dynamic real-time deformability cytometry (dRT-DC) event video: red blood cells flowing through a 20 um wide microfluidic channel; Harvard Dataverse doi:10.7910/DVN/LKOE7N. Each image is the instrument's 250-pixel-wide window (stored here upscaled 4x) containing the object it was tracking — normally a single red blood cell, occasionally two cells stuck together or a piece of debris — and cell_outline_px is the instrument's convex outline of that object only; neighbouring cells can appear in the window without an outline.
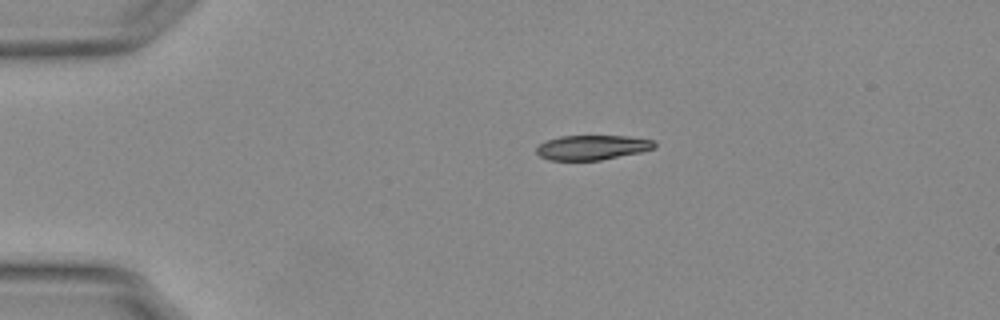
{"species": "Egyptian fruit bat (a non-hibernating species)", "species_latin": "Rousettus aegyptiacus", "temperature_condition": "warm", "stored_images_in_passage": 44, "camera_frame_rate_fps": 3000, "um_per_image_px": 0.085, "animal": {"sex": "female"}, "frame": {"image": 1, "passage_image": 1, "time_ms": 0.0, "image_size_px": [1000, 320], "cell_outline_px": [[656, 148], [640, 152], [600, 160], [548, 160], [540, 156], [536, 152], [536, 148], [540, 144], [548, 140], [560, 136], [628, 136], [656, 140]], "centroid_in_image_um": [50.37, 12.53], "position_along_channel_um": 34.6, "area_um2": 16.99}}
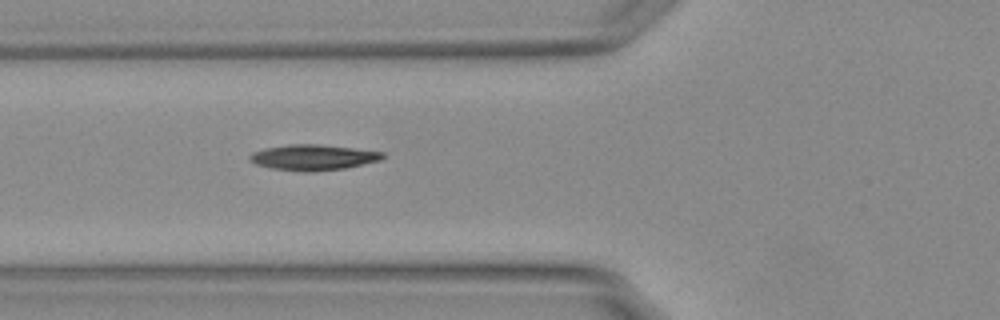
{"frame": {"image": 2, "passage_image": 10, "time_ms": 3.0, "image_size_px": [1000, 320], "cell_outline_px": [[384, 156], [380, 160], [344, 168], [272, 168], [256, 164], [248, 160], [248, 156], [252, 152], [264, 148], [288, 144], [320, 144], [384, 152]], "centroid_in_image_um": [26.59, 13.31], "position_along_channel_um": 99.2, "area_um2": 18.67}}
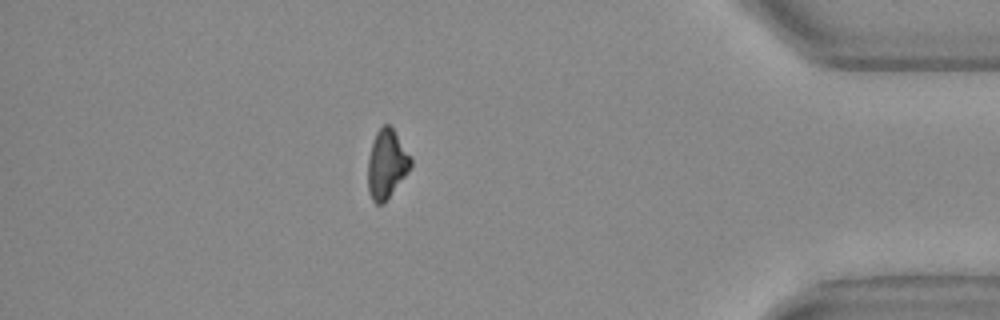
{"frame": {"image": 3, "passage_image": 37, "time_ms": 12.0, "image_size_px": [1000, 320], "cell_outline_px": [[412, 164], [408, 172], [388, 196], [380, 204], [376, 204], [372, 200], [368, 192], [368, 156], [372, 140], [376, 132], [384, 124], [388, 124], [392, 128], [412, 160]], "centroid_in_image_um": [32.83, 13.93], "position_along_channel_um": 402.4, "area_um2": 16.76}, "authors_computed_cell_mechanics": {"area_um2": 18.5249, "velocity_mm_per_s": 3.7913, "shape_relaxation_time_tau1_ms": 8.8542, "shape_relaxation_time_tau2_ms": null, "deformation_change_tau1": 0.2235, "deformation_change_tau2": null}}